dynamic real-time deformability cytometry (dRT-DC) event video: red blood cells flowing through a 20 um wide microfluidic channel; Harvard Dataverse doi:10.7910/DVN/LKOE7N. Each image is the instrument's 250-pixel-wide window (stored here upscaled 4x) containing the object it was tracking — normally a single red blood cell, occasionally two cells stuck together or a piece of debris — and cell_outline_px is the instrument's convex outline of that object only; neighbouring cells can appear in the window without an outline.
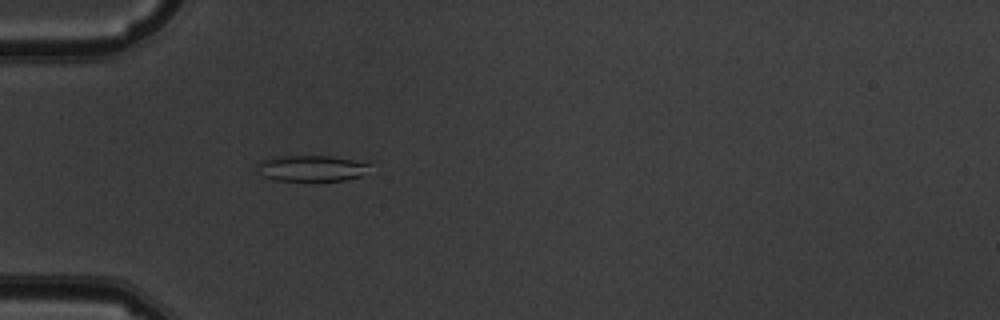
{"species": "common noctule bat (a hibernating species)", "species_latin": "Nyctalus noctula", "temperature_condition": "warm", "stored_images_in_passage": 5, "camera_frame_rate_fps": 3000, "um_per_image_px": 0.085, "animal": {"sex": "male", "body_mass_g": 19.5, "forearm_length_mm": 54.6}, "frame": {"image": 1, "passage_image": 5, "time_ms": 4.667, "image_size_px": [1000, 320], "cell_outline_px": [[372, 164], [360, 176], [344, 180], [276, 180], [264, 176], [256, 164], [272, 156], [332, 156]], "centroid_in_image_um": [26.47, 14.29], "position_along_channel_um": 58.5, "area_um2": 16.65}}